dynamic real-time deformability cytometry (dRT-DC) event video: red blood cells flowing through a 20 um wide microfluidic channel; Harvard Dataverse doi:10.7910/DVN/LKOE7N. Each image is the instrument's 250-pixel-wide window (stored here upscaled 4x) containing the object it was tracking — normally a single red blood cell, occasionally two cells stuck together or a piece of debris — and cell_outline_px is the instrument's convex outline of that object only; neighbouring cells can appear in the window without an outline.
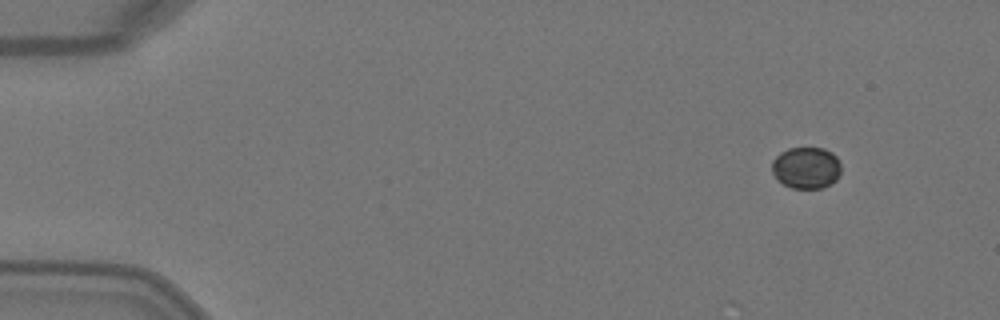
{"species": "Egyptian fruit bat (a non-hibernating species)", "species_latin": "Rousettus aegyptiacus", "temperature_condition": "warm", "stored_images_in_passage": 5, "camera_frame_rate_fps": 3000, "um_per_image_px": 0.085, "animal": {"sex": "female"}, "frame": {"image": 1, "passage_image": 1, "time_ms": 0.0, "image_size_px": [1000, 320], "cell_outline_px": [[840, 176], [836, 180], [820, 188], [792, 188], [776, 180], [772, 172], [772, 160], [780, 152], [788, 148], [824, 148], [832, 152], [836, 156], [840, 164]], "centroid_in_image_um": [68.51, 14.25], "position_along_channel_um": 16.5, "area_um2": 16.88}}
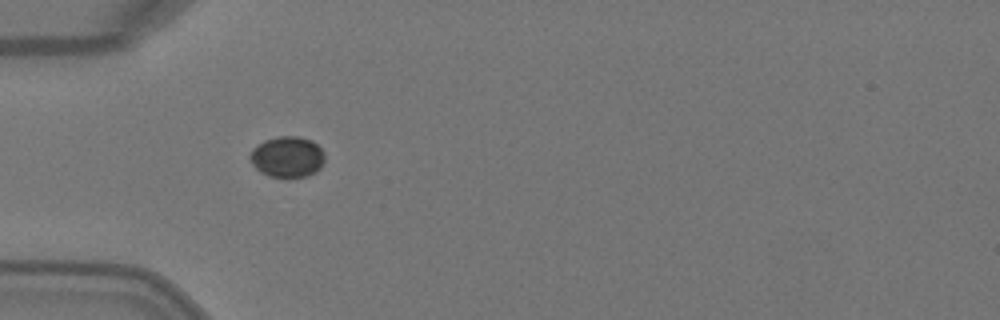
{"frame": {"image": 2, "passage_image": 4, "time_ms": 1.0, "image_size_px": [1000, 320], "cell_outline_px": [[324, 160], [320, 168], [316, 172], [308, 176], [288, 180], [268, 176], [260, 172], [252, 164], [248, 156], [252, 148], [264, 140], [280, 136], [300, 136], [312, 140], [324, 152]], "centroid_in_image_um": [24.41, 13.37], "position_along_channel_um": 60.6, "area_um2": 18.44}}
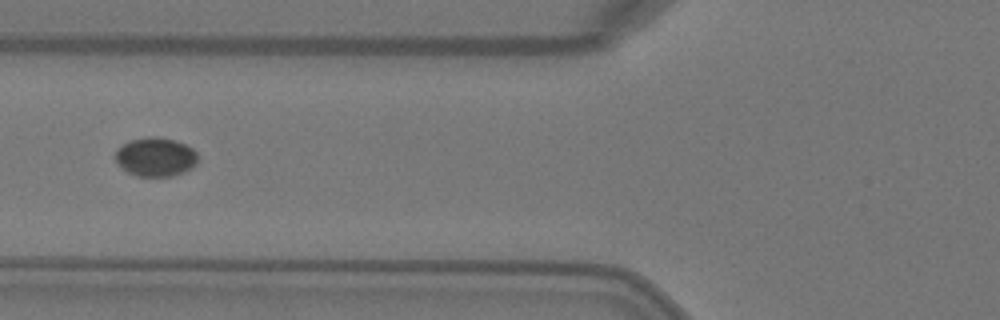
{"frame": {"image": 3, "passage_image": 5, "time_ms": 1.333, "image_size_px": [1000, 320], "cell_outline_px": [[196, 164], [172, 176], [136, 176], [128, 172], [116, 160], [116, 148], [132, 140], [148, 136], [156, 136], [176, 140], [192, 148], [196, 152]], "centroid_in_image_um": [13.21, 13.32], "position_along_channel_um": 112.6, "area_um2": 18.32}}